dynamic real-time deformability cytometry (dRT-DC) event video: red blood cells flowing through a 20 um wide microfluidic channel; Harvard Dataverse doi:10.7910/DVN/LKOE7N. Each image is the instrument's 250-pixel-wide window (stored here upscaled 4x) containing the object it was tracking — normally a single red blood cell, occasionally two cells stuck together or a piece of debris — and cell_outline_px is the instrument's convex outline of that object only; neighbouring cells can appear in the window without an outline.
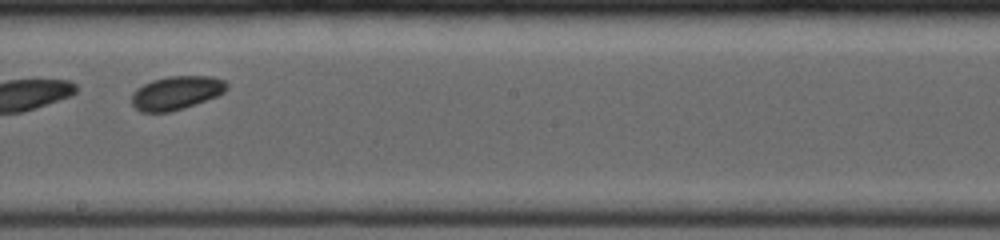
{"species": "common noctule bat (a hibernating species)", "species_latin": "Nyctalus noctula", "temperature_condition": "room temperature", "stored_images_in_passage": 24, "camera_frame_rate_fps": 4000, "um_per_image_px": 0.085, "animal": {"sex": "female", "body_mass_g": 19.0, "forearm_length_mm": 53.3}, "frame": {"image": 1, "passage_image": 11, "time_ms": 4.25, "image_size_px": [1000, 240], "cell_outline_px": [[228, 88], [224, 92], [216, 96], [184, 108], [168, 112], [140, 112], [132, 104], [132, 92], [136, 88], [152, 80], [168, 76], [208, 76], [224, 80], [228, 84]], "centroid_in_image_um": [14.97, 7.89], "position_along_channel_um": 233.2, "area_um2": 18.55}}